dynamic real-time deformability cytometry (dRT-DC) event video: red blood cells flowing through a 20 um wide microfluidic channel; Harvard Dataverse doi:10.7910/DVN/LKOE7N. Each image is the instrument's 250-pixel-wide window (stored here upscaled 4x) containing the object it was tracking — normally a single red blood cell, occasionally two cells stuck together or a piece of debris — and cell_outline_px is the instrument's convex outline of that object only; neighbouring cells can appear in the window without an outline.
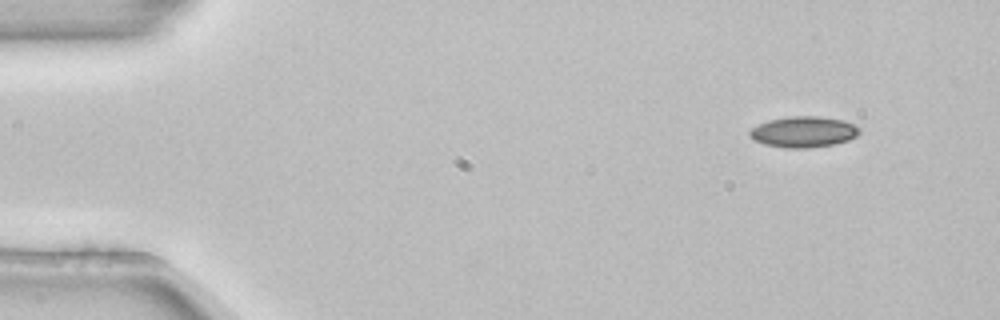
{"species": "common noctule bat (a hibernating species)", "species_latin": "Nyctalus noctula", "temperature_condition": "room temperature", "stored_images_in_passage": 4, "camera_frame_rate_fps": 3000, "um_per_image_px": 0.085, "animal": {"sex": "female", "body_mass_g": 22.7, "forearm_length_mm": 54.2}, "frame": {"image": 1, "passage_image": 1, "time_ms": 0.0, "image_size_px": [1000, 320], "cell_outline_px": [[860, 132], [856, 136], [848, 140], [836, 144], [808, 148], [784, 148], [764, 144], [752, 140], [748, 136], [748, 132], [752, 128], [768, 120], [788, 116], [820, 116], [840, 120], [852, 124], [860, 128]], "centroid_in_image_um": [68.26, 11.22], "position_along_channel_um": 16.7, "area_um2": 19.88}}
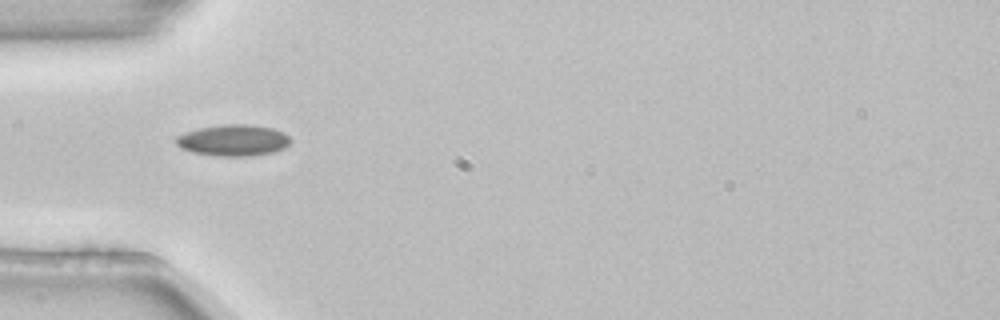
{"frame": {"image": 2, "passage_image": 4, "time_ms": 1.0, "image_size_px": [1000, 320], "cell_outline_px": [[292, 140], [284, 148], [272, 152], [248, 156], [216, 156], [192, 152], [180, 148], [176, 144], [176, 136], [200, 128], [224, 124], [248, 124], [272, 128], [284, 132]], "centroid_in_image_um": [19.83, 11.93], "position_along_channel_um": 65.2, "area_um2": 20.81}}